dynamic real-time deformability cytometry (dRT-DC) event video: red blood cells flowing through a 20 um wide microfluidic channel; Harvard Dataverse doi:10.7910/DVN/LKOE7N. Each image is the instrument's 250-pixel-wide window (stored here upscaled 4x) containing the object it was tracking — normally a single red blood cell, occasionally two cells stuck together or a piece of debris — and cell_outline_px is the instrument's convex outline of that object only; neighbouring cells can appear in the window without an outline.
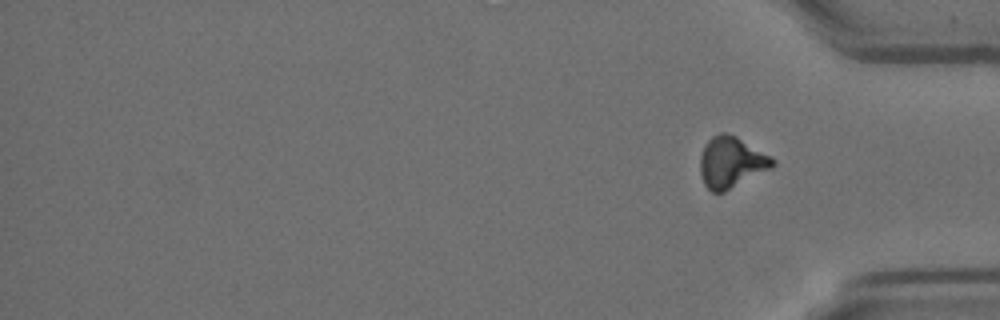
{"species": "Egyptian fruit bat (a non-hibernating species)", "species_latin": "Rousettus aegyptiacus", "temperature_condition": "room temperature", "stored_images_in_passage": 15, "segment_of_instrument_passage": [2, 2], "camera_frame_rate_fps": 3000, "um_per_image_px": 0.085, "animal": {"sex": "female"}, "frame": {"image": 1, "passage_image": 15, "time_ms": 18.333, "image_size_px": [1000, 320], "cell_outline_px": [[776, 164], [772, 168], [724, 192], [712, 192], [704, 184], [700, 172], [700, 156], [704, 144], [712, 136], [720, 132], [724, 132], [736, 136], [776, 160]], "centroid_in_image_um": [62.14, 13.79], "position_along_channel_um": 373.1, "area_um2": 21.5}}